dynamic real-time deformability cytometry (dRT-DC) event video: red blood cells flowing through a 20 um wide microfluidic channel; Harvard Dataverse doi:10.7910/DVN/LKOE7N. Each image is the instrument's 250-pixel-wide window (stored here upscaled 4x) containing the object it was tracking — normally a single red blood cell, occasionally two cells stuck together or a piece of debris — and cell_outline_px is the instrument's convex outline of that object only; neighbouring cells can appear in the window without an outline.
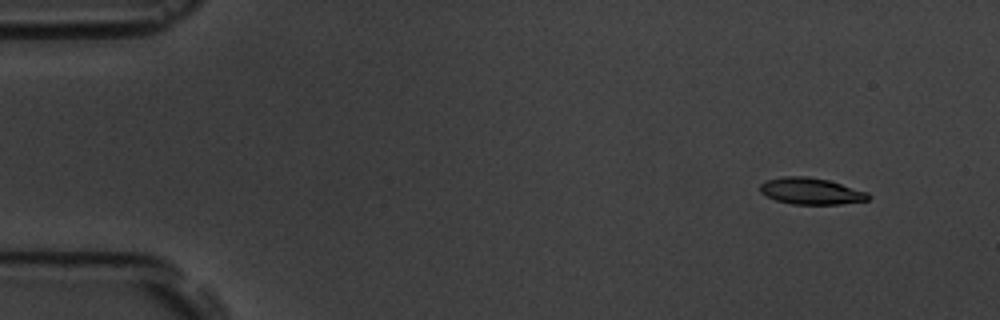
{"species": "common noctule bat (a hibernating species)", "species_latin": "Nyctalus noctula", "temperature_condition": "room temperature", "stored_images_in_passage": 10, "camera_frame_rate_fps": 3000, "um_per_image_px": 0.085, "animal": {"sex": "male", "body_mass_g": 19.5, "forearm_length_mm": 54.6}, "frame": {"image": 1, "passage_image": 2, "time_ms": 1.333, "image_size_px": [1000, 320], "cell_outline_px": [[872, 196], [868, 200], [840, 204], [792, 204], [776, 200], [760, 192], [760, 184], [764, 180], [784, 176], [808, 176], [828, 180], [868, 192]], "centroid_in_image_um": [68.93, 16.24], "position_along_channel_um": 16.1, "area_um2": 16.76}}
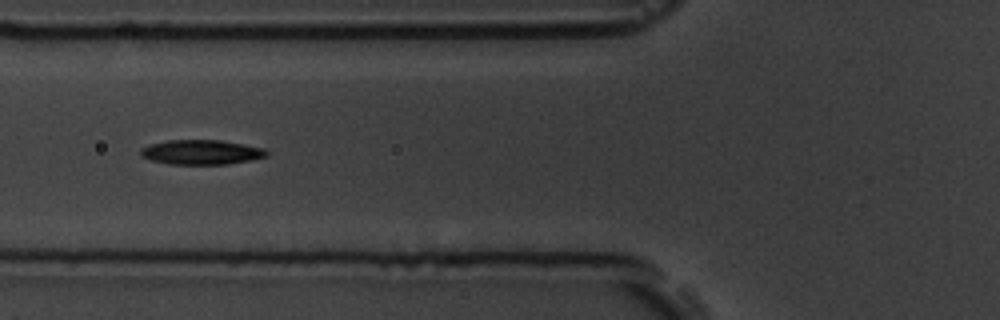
{"frame": {"image": 2, "passage_image": 7, "time_ms": 7.0, "image_size_px": [1000, 320], "cell_outline_px": [[268, 156], [252, 160], [228, 164], [168, 164], [152, 160], [140, 156], [140, 148], [152, 144], [168, 140], [220, 140], [244, 144], [264, 148], [268, 152]], "centroid_in_image_um": [17.13, 12.94], "position_along_channel_um": 108.7, "area_um2": 18.15}}
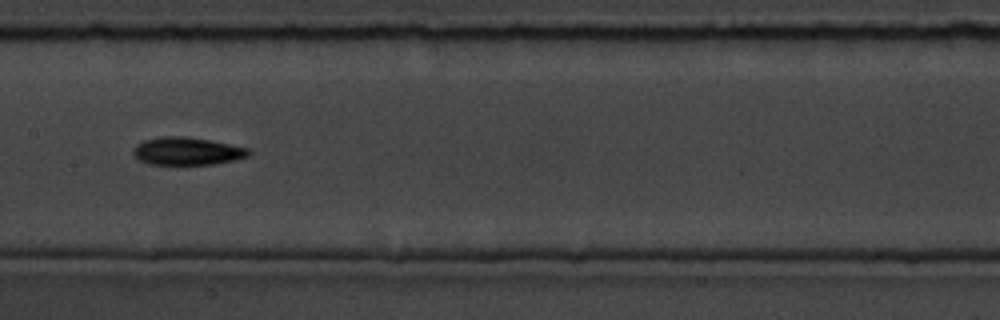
{"frame": {"image": 3, "passage_image": 9, "time_ms": 9.333, "image_size_px": [1000, 320], "cell_outline_px": [[252, 152], [248, 156], [236, 160], [216, 164], [148, 164], [140, 160], [132, 152], [132, 148], [136, 144], [144, 140], [160, 136], [184, 136], [208, 140], [248, 148]], "centroid_in_image_um": [15.89, 12.85], "position_along_channel_um": 191.5, "area_um2": 18.67}}